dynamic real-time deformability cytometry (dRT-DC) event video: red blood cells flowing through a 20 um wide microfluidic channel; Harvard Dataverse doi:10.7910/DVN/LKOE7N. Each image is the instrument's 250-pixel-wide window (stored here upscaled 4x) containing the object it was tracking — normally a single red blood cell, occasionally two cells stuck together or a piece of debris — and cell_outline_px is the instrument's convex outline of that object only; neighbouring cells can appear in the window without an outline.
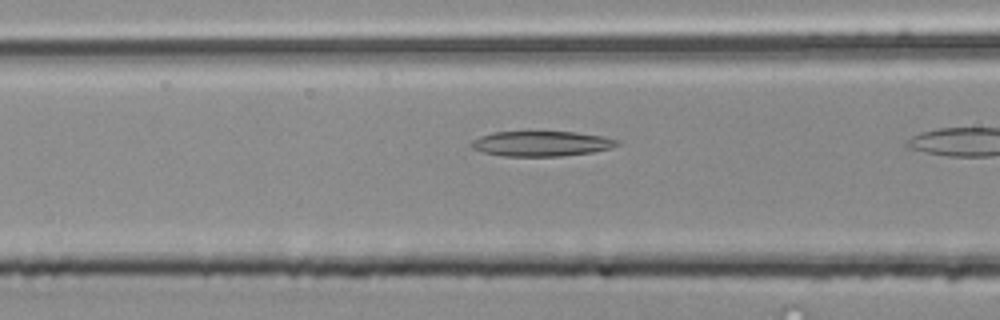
{"species": "common noctule bat (a hibernating species)", "species_latin": "Nyctalus noctula", "temperature_condition": "room temperature", "stored_images_in_passage": 4, "segment_of_instrument_passage": [2, 2], "camera_frame_rate_fps": 3000, "um_per_image_px": 0.085, "animal": {"sex": "male", "body_mass_g": 20.4}, "frame": {"image": 1, "passage_image": 4, "time_ms": 1.0, "image_size_px": [1000, 320], "cell_outline_px": [[620, 144], [612, 148], [592, 152], [560, 156], [504, 156], [484, 152], [472, 148], [472, 140], [480, 136], [492, 132], [576, 132], [600, 136], [616, 140]], "centroid_in_image_um": [46.01, 12.21], "position_along_channel_um": 120.6, "area_um2": 21.1}}